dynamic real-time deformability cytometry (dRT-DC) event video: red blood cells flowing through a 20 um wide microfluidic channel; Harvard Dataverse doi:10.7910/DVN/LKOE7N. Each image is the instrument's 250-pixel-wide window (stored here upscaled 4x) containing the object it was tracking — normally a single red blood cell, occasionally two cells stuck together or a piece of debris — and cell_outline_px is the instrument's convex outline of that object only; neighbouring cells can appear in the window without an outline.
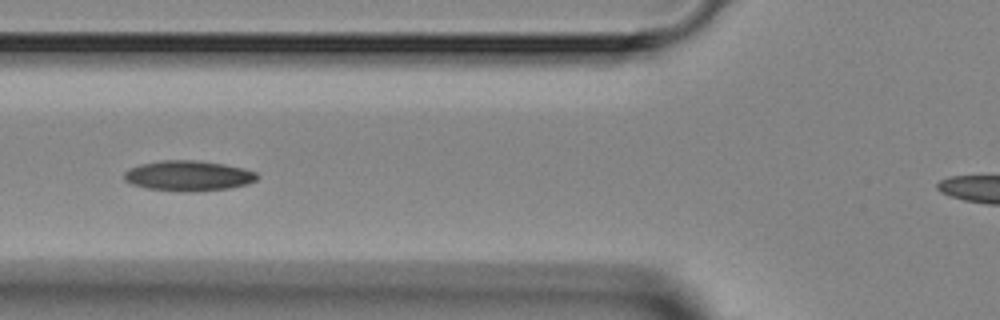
{"species": "Egyptian fruit bat (a non-hibernating species)", "species_latin": "Rousettus aegyptiacus", "temperature_condition": "room temperature", "stored_images_in_passage": 5, "camera_frame_rate_fps": 3000, "um_per_image_px": 0.085, "animal": {"sex": "female"}, "frame": {"image": 1, "passage_image": 5, "time_ms": 5.333, "image_size_px": [1000, 320], "cell_outline_px": [[260, 176], [256, 180], [248, 184], [228, 188], [188, 192], [184, 192], [148, 188], [132, 184], [124, 180], [124, 172], [128, 168], [140, 164], [160, 160], [196, 160], [224, 164], [244, 168], [256, 172]], "centroid_in_image_um": [16.01, 14.93], "position_along_channel_um": 109.8, "area_um2": 23.58}}